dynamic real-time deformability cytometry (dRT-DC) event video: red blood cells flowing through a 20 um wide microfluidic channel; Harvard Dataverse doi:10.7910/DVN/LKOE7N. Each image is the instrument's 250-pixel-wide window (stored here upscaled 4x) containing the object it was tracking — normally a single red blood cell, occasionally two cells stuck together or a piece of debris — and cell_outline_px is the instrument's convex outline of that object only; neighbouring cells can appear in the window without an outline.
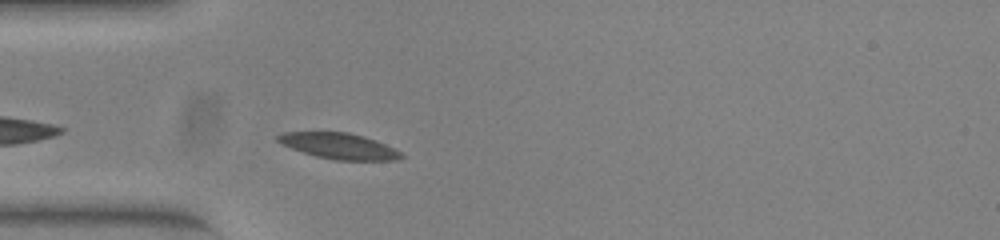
{"species": "common noctule bat (a hibernating species)", "species_latin": "Nyctalus noctula", "temperature_condition": "warm", "stored_images_in_passage": 22, "camera_frame_rate_fps": 3000, "um_per_image_px": 0.085, "animal": {"sex": "female", "body_mass_g": 23.0, "forearm_length_mm": 53.4}, "frame": {"image": 1, "passage_image": 3, "time_ms": 0.667, "image_size_px": [1000, 240], "cell_outline_px": [[404, 156], [396, 160], [336, 160], [316, 156], [280, 144], [276, 140], [276, 136], [284, 132], [348, 132], [364, 136], [376, 140], [400, 152]], "centroid_in_image_um": [28.79, 12.4], "position_along_channel_um": 56.2, "area_um2": 18.44}}
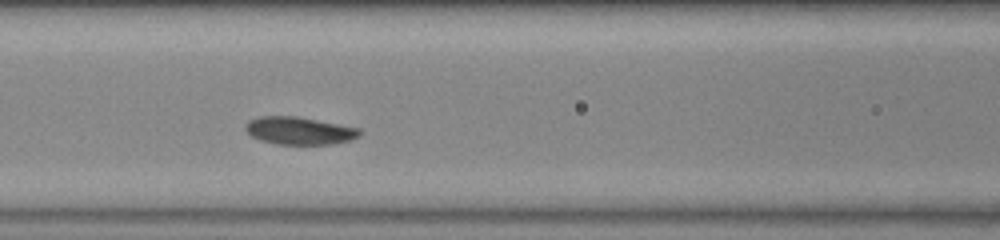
{"frame": {"image": 2, "passage_image": 10, "time_ms": 3.0, "image_size_px": [1000, 240], "cell_outline_px": [[360, 136], [348, 140], [332, 144], [276, 144], [260, 140], [252, 136], [244, 128], [248, 120], [260, 116], [296, 116], [360, 128]], "centroid_in_image_um": [25.42, 11.1], "position_along_channel_um": 141.2, "area_um2": 18.26}}
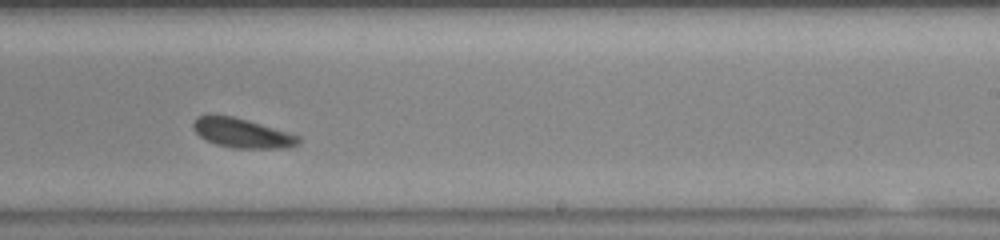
{"frame": {"image": 3, "passage_image": 20, "time_ms": 6.333, "image_size_px": [1000, 240], "cell_outline_px": [[300, 144], [288, 148], [236, 148], [216, 144], [200, 136], [192, 128], [192, 124], [200, 116], [232, 116], [248, 120], [300, 136]], "centroid_in_image_um": [20.63, 11.33], "position_along_channel_um": 268.4, "area_um2": 17.69}}